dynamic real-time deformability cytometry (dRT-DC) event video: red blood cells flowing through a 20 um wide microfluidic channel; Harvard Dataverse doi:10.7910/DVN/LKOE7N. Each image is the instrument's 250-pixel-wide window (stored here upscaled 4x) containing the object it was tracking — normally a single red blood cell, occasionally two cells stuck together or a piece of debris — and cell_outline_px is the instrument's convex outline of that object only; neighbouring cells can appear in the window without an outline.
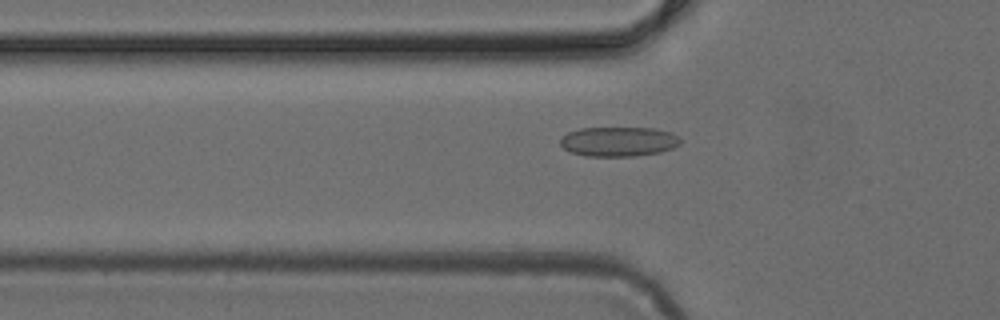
{"species": "common noctule bat (a hibernating species)", "species_latin": "Nyctalus noctula", "temperature_condition": "cold", "stored_images_in_passage": 36, "camera_frame_rate_fps": 3000, "um_per_image_px": 0.085, "animal": {"sex": "female", "body_mass_g": 24.6, "forearm_length_mm": 56.2}, "frame": {"image": 1, "passage_image": 4, "time_ms": 1.0, "image_size_px": [1000, 320], "cell_outline_px": [[680, 144], [672, 148], [660, 152], [636, 156], [584, 156], [572, 152], [564, 148], [560, 144], [560, 140], [568, 132], [580, 128], [656, 128], [672, 132], [680, 140]], "centroid_in_image_um": [52.59, 12.03], "position_along_channel_um": 73.2, "area_um2": 20.69}}
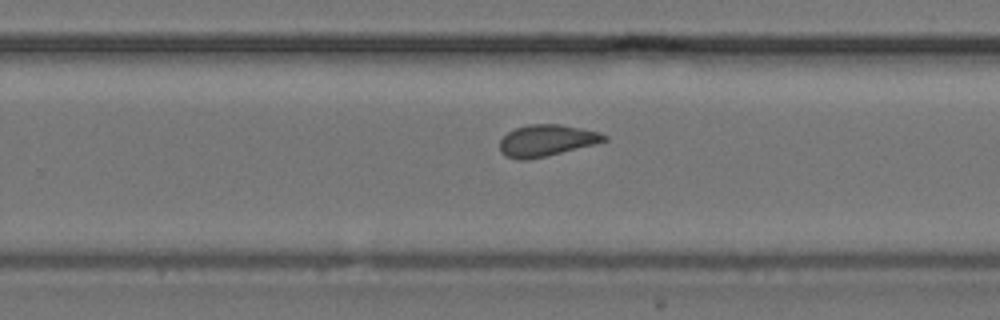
{"frame": {"image": 2, "passage_image": 19, "time_ms": 6.0, "image_size_px": [1000, 320], "cell_outline_px": [[608, 140], [596, 144], [548, 156], [528, 160], [520, 160], [504, 156], [500, 152], [500, 140], [508, 132], [516, 128], [528, 124], [560, 124], [600, 132], [608, 136]], "centroid_in_image_um": [46.47, 11.95], "position_along_channel_um": 283.3, "area_um2": 19.42}}
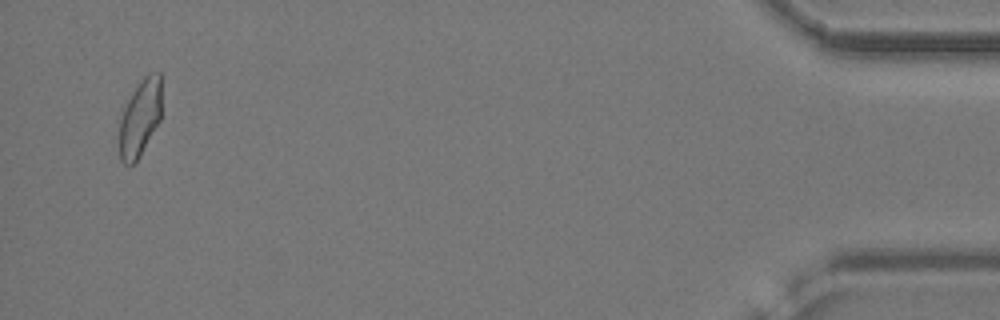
{"frame": {"image": 3, "passage_image": 35, "time_ms": 11.333, "image_size_px": [1000, 320], "cell_outline_px": [[160, 120], [140, 156], [132, 164], [124, 164], [120, 160], [120, 120], [124, 108], [132, 92], [140, 80], [148, 72], [160, 72]], "centroid_in_image_um": [11.9, 10.0], "position_along_channel_um": 423.3, "area_um2": 18.67}}